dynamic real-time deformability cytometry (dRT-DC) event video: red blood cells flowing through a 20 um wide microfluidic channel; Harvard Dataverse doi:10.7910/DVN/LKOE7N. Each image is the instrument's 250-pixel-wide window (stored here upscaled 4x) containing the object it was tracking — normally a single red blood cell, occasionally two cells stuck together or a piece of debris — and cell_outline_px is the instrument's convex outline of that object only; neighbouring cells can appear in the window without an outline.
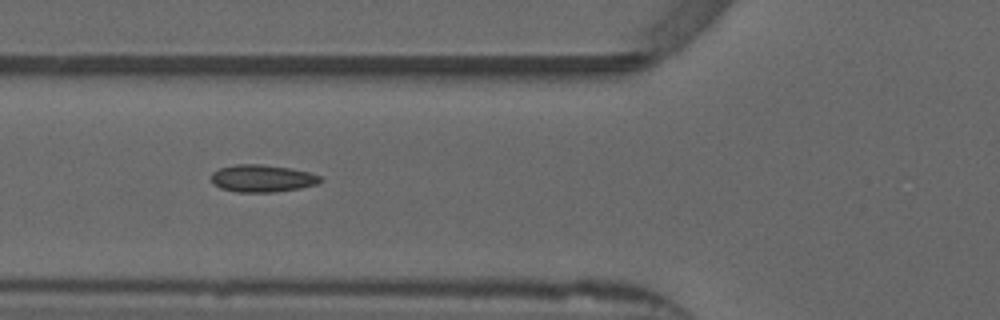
{"species": "common noctule bat (a hibernating species)", "species_latin": "Nyctalus noctula", "temperature_condition": "warm", "stored_images_in_passage": 40, "camera_frame_rate_fps": 3000, "um_per_image_px": 0.085, "animal": {"sex": "male", "forearm_length_mm": 52.5}, "frame": {"image": 1, "passage_image": 7, "time_ms": 2.0, "image_size_px": [1000, 320], "cell_outline_px": [[324, 180], [316, 184], [300, 188], [276, 192], [236, 192], [220, 188], [212, 184], [212, 172], [220, 168], [236, 164], [260, 164], [292, 168], [308, 172], [320, 176]], "centroid_in_image_um": [22.28, 15.16], "position_along_channel_um": 103.5, "area_um2": 17.46}, "authors_computed_cell_mechanics": {"area_um2": 16.473, "velocity_mm_per_s": 3.8704, "shape_relaxation_time_tau1_ms": null, "shape_relaxation_time_tau2_ms": 1.8998, "deformation_change_tau1": null, "deformation_change_tau2": 0.0814}}